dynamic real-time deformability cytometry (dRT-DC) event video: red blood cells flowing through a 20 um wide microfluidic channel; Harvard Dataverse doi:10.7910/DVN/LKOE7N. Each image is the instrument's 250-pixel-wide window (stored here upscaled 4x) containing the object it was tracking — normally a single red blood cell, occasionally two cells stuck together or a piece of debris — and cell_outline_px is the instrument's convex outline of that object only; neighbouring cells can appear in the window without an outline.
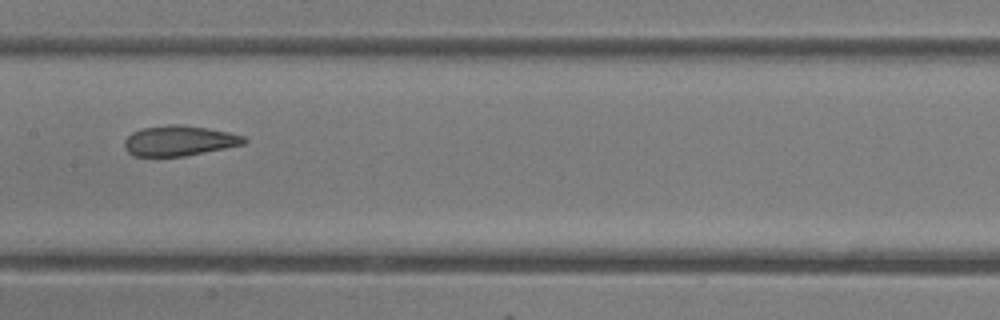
{"species": "common noctule bat (a hibernating species)", "species_latin": "Nyctalus noctula", "temperature_condition": "room temperature", "stored_images_in_passage": 31, "camera_frame_rate_fps": 3000, "um_per_image_px": 0.085, "animal": {"sex": "female"}, "frame": {"image": 1, "passage_image": 10, "time_ms": 3.0, "image_size_px": [1000, 320], "cell_outline_px": [[248, 140], [244, 144], [184, 156], [132, 156], [124, 148], [124, 140], [132, 132], [140, 128], [168, 124], [176, 124], [208, 128], [228, 132], [244, 136]], "centroid_in_image_um": [15.19, 11.95], "position_along_channel_um": 192.2, "area_um2": 21.1}}
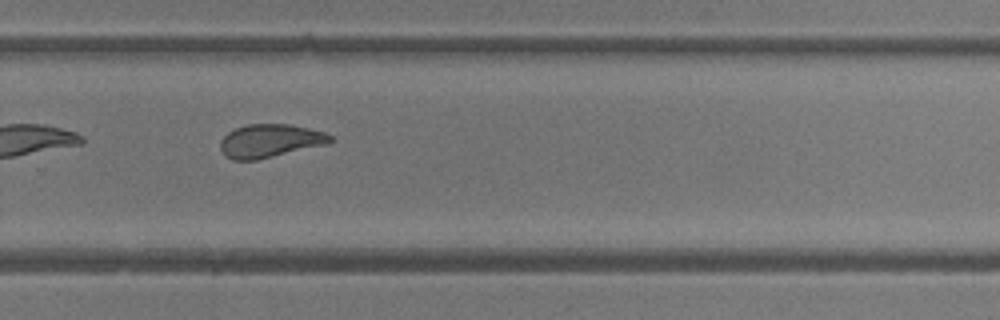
{"frame": {"image": 2, "passage_image": 18, "time_ms": 5.667, "image_size_px": [1000, 320], "cell_outline_px": [[336, 140], [328, 144], [256, 160], [232, 160], [224, 156], [220, 148], [220, 140], [228, 132], [236, 128], [248, 124], [288, 124], [308, 128], [324, 132], [332, 136]], "centroid_in_image_um": [22.95, 11.98], "position_along_channel_um": 306.8, "area_um2": 21.44}, "authors_computed_cell_mechanics": {"area_um2": 21.964, "velocity_mm_per_s": 4.3319, "shape_relaxation_time_tau1_ms": 7.1959, "shape_relaxation_time_tau2_ms": 1.592, "deformation_change_tau1": 0.2085, "deformation_change_tau2": 0.0883}}